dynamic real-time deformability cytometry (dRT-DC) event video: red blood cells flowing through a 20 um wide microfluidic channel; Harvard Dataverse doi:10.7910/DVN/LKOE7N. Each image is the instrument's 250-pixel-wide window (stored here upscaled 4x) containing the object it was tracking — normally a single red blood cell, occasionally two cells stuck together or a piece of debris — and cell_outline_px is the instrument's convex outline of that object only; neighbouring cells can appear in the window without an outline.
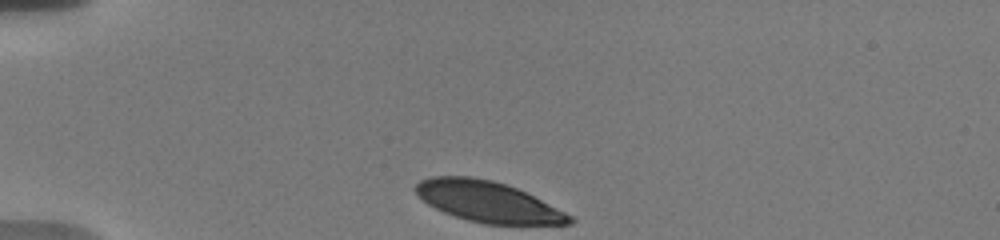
{"species": "human", "species_latin": "Homo sapiens", "temperature_condition": "warm", "stored_images_in_passage": 36, "camera_frame_rate_fps": 3000, "um_per_image_px": 0.085, "donor": {"sex": "male"}, "frame": {"image": 1, "passage_image": 1, "time_ms": 0.0, "image_size_px": [1000, 240], "cell_outline_px": [[576, 220], [572, 224], [484, 224], [468, 220], [444, 212], [428, 204], [412, 188], [420, 180], [432, 176], [472, 176], [492, 180], [516, 188], [572, 216]], "centroid_in_image_um": [41.43, 17.14], "position_along_channel_um": 43.6, "area_um2": 36.07}}
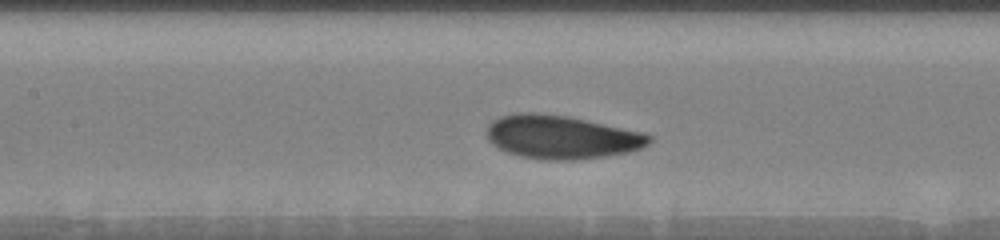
{"frame": {"image": 2, "passage_image": 14, "time_ms": 4.333, "image_size_px": [1000, 240], "cell_outline_px": [[652, 140], [648, 144], [640, 148], [628, 152], [604, 156], [576, 160], [544, 160], [520, 156], [508, 152], [492, 144], [488, 140], [488, 124], [492, 120], [500, 116], [516, 112], [536, 112], [568, 116], [644, 132], [652, 136]], "centroid_in_image_um": [47.72, 11.64], "position_along_channel_um": 159.7, "area_um2": 41.27}}
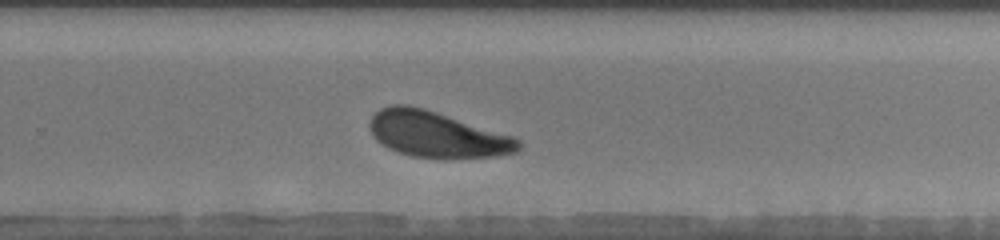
{"frame": {"image": 3, "passage_image": 25, "time_ms": 8.0, "image_size_px": [1000, 240], "cell_outline_px": [[520, 148], [516, 152], [496, 156], [444, 160], [412, 156], [388, 148], [380, 144], [372, 136], [368, 124], [372, 116], [380, 108], [388, 104], [408, 104], [424, 108], [512, 136], [520, 140]], "centroid_in_image_um": [37.1, 11.44], "position_along_channel_um": 292.7, "area_um2": 40.23}, "authors_computed_cell_mechanics": {"area_um2": 40.6912, "velocity_mm_per_s": 3.6369, "shape_relaxation_time_tau1_ms": 2.3591, "shape_relaxation_time_tau2_ms": null, "deformation_change_tau1": 0.1219, "deformation_change_tau2": null}}